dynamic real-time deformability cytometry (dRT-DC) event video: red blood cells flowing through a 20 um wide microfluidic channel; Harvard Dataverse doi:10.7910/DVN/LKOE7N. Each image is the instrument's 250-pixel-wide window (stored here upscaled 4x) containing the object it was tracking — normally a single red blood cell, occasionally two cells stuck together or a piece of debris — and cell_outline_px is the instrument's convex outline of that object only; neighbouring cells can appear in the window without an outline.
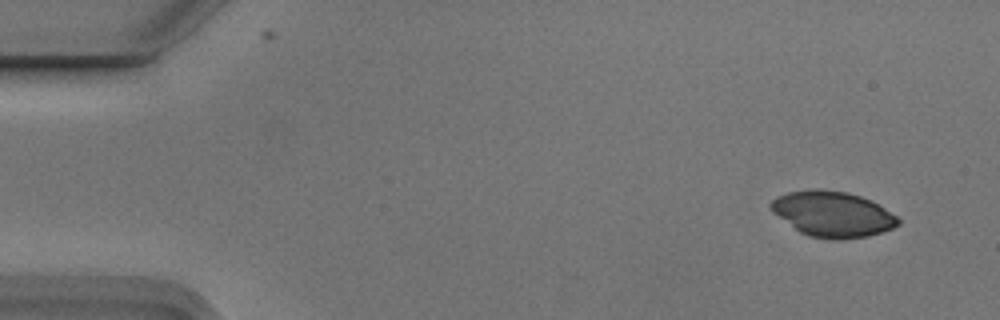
{"species": "Egyptian fruit bat (a non-hibernating species)", "species_latin": "Rousettus aegyptiacus", "temperature_condition": "cold", "stored_images_in_passage": 8, "camera_frame_rate_fps": 3000, "um_per_image_px": 0.085, "animal": {"sex": "male"}, "frame": {"image": 1, "passage_image": 1, "time_ms": 0.0, "image_size_px": [1000, 320], "cell_outline_px": [[900, 224], [892, 228], [868, 236], [840, 240], [832, 240], [808, 236], [800, 232], [772, 212], [768, 204], [776, 196], [788, 192], [812, 188], [816, 188], [848, 192], [872, 200], [896, 216], [900, 220]], "centroid_in_image_um": [70.75, 18.19], "position_along_channel_um": 14.3, "area_um2": 33.99}}